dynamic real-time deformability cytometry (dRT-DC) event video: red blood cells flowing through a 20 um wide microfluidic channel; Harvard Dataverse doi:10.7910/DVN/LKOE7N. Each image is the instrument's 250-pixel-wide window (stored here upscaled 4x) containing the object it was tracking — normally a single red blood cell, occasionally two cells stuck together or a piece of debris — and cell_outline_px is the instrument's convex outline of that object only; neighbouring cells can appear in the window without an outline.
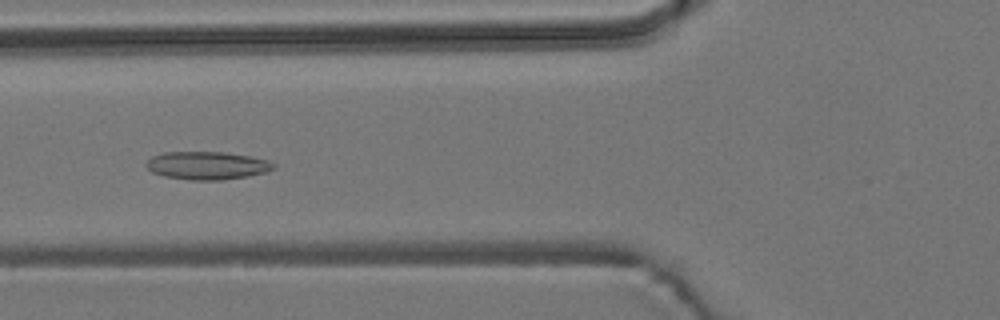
{"species": "common noctule bat (a hibernating species)", "species_latin": "Nyctalus noctula", "temperature_condition": "room temperature", "stored_images_in_passage": 9, "camera_frame_rate_fps": 3000, "um_per_image_px": 0.085, "animal": {"sex": "male", "body_mass_g": 19.2, "forearm_length_mm": 51.8}, "frame": {"image": 1, "passage_image": 7, "time_ms": 6.667, "image_size_px": [1000, 320], "cell_outline_px": [[276, 168], [264, 172], [248, 176], [220, 180], [188, 180], [164, 176], [152, 172], [144, 164], [152, 156], [164, 152], [224, 152], [252, 156], [268, 160], [276, 164]], "centroid_in_image_um": [17.61, 14.06], "position_along_channel_um": 108.2, "area_um2": 20.87}}
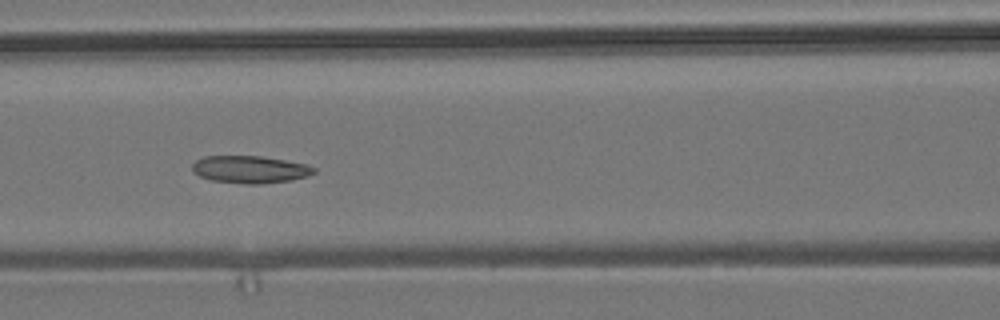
{"frame": {"image": 2, "passage_image": 8, "time_ms": 7.667, "image_size_px": [1000, 320], "cell_outline_px": [[316, 172], [308, 176], [292, 180], [260, 184], [244, 184], [212, 180], [200, 176], [192, 172], [192, 164], [196, 160], [204, 156], [264, 156], [308, 164], [316, 168]], "centroid_in_image_um": [21.28, 14.4], "position_along_channel_um": 145.3, "area_um2": 19.65}}
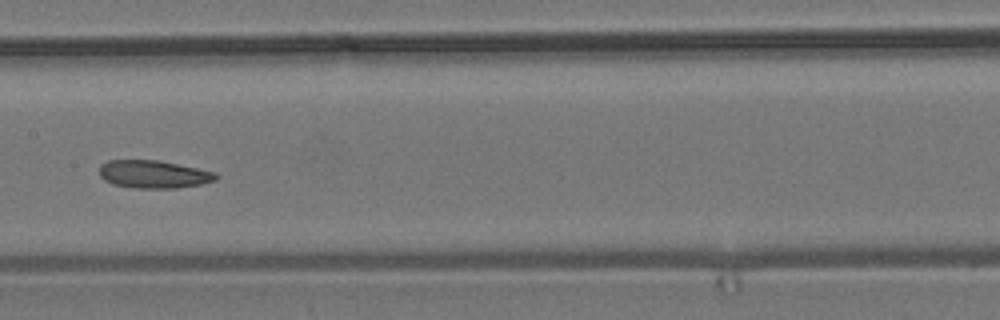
{"frame": {"image": 3, "passage_image": 9, "time_ms": 9.0, "image_size_px": [1000, 320], "cell_outline_px": [[220, 176], [216, 180], [200, 184], [176, 188], [136, 188], [112, 184], [104, 180], [100, 176], [100, 164], [108, 160], [156, 160], [216, 172]], "centroid_in_image_um": [13.04, 14.81], "position_along_channel_um": 194.4, "area_um2": 18.84}}